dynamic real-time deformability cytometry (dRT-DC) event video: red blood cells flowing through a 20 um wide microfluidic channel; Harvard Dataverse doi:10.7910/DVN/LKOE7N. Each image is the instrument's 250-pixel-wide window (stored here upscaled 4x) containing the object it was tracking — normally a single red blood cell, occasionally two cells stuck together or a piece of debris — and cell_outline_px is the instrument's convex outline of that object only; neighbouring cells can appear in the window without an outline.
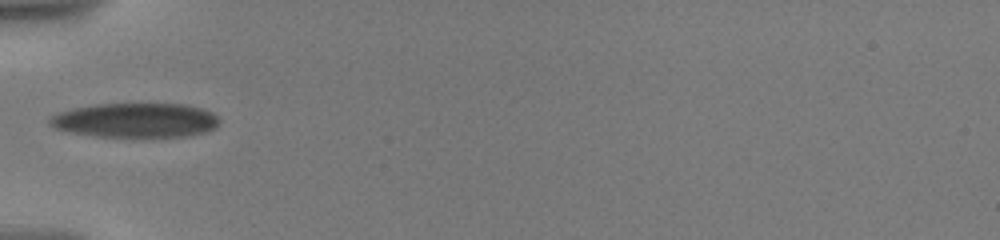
{"species": "human", "species_latin": "Homo sapiens", "temperature_condition": "warm", "stored_images_in_passage": 21, "camera_frame_rate_fps": 3000, "um_per_image_px": 0.085, "donor": {"sex": "male"}, "frame": {"image": 1, "passage_image": 1, "time_ms": 0.0, "image_size_px": [1000, 240], "cell_outline_px": [[220, 124], [216, 128], [208, 132], [188, 136], [96, 136], [72, 132], [56, 128], [48, 124], [48, 116], [56, 112], [72, 108], [96, 104], [188, 104], [204, 108], [212, 112], [220, 120]], "centroid_in_image_um": [11.54, 10.21], "position_along_channel_um": 73.5, "area_um2": 34.33}}
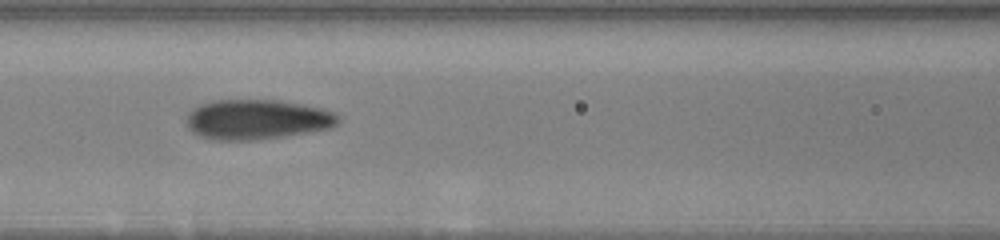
{"frame": {"image": 2, "passage_image": 14, "time_ms": 2.0, "image_size_px": [1000, 240], "cell_outline_px": [[340, 120], [332, 128], [260, 140], [212, 140], [200, 136], [192, 132], [188, 128], [188, 112], [192, 108], [200, 104], [212, 100], [280, 100], [324, 108], [340, 116]], "centroid_in_image_um": [21.85, 10.15], "position_along_channel_um": 144.7, "area_um2": 35.6}}
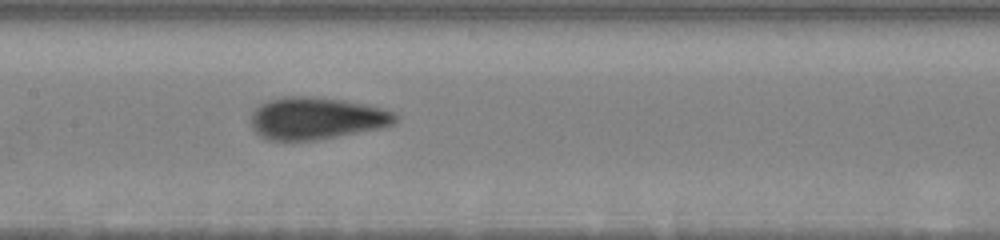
{"frame": {"image": 3, "passage_image": 20, "time_ms": 3.0, "image_size_px": [1000, 240], "cell_outline_px": [[400, 116], [392, 124], [380, 128], [336, 136], [312, 140], [268, 140], [260, 136], [248, 124], [248, 120], [252, 112], [260, 104], [268, 100], [284, 96], [312, 96], [344, 100], [368, 104], [396, 112]], "centroid_in_image_um": [26.86, 10.04], "position_along_channel_um": 180.5, "area_um2": 35.78}}